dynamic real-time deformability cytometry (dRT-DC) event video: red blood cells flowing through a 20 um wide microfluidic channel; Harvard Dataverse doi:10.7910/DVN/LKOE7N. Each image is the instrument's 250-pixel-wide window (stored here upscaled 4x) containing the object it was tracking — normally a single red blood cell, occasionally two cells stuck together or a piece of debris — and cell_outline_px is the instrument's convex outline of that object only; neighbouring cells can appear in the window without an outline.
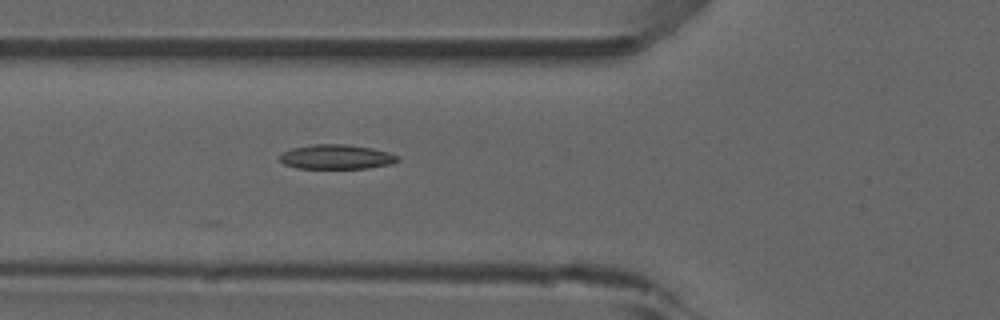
{"species": "common noctule bat (a hibernating species)", "species_latin": "Nyctalus noctula", "temperature_condition": "room temperature", "stored_images_in_passage": 6, "camera_frame_rate_fps": 3000, "um_per_image_px": 0.085, "animal": {"sex": "male", "forearm_length_mm": 52.5}, "frame": {"image": 1, "passage_image": 6, "time_ms": 5.667, "image_size_px": [1000, 320], "cell_outline_px": [[400, 160], [392, 164], [368, 168], [296, 168], [284, 164], [280, 160], [280, 156], [284, 152], [292, 148], [312, 144], [344, 144], [372, 148], [388, 152], [400, 156]], "centroid_in_image_um": [28.63, 13.33], "position_along_channel_um": 97.2, "area_um2": 16.88}}